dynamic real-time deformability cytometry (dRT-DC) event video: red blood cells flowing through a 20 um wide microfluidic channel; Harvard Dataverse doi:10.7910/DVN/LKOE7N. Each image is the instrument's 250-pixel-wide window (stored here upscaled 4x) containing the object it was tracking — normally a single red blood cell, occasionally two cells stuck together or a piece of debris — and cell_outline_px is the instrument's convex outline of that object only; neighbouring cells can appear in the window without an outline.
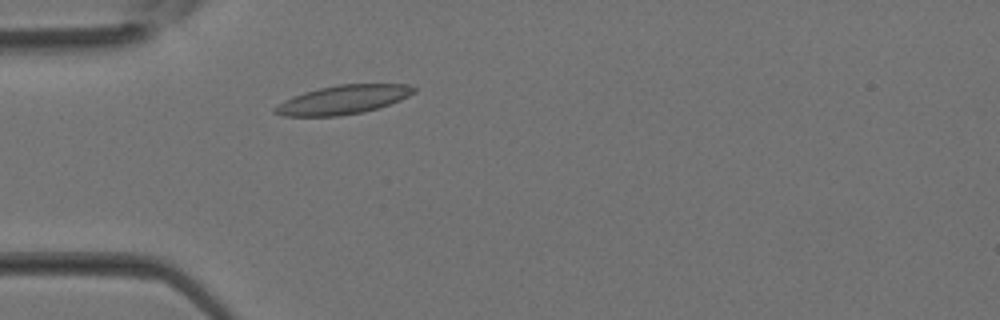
{"species": "Egyptian fruit bat (a non-hibernating species)", "species_latin": "Rousettus aegyptiacus", "temperature_condition": "room temperature", "stored_images_in_passage": 31, "camera_frame_rate_fps": 3000, "um_per_image_px": 0.085, "animal": {"sex": "female"}, "frame": {"image": 1, "passage_image": 6, "time_ms": 1.667, "image_size_px": [1000, 320], "cell_outline_px": [[416, 92], [400, 100], [364, 112], [340, 116], [284, 116], [272, 112], [272, 108], [284, 100], [292, 96], [304, 92], [320, 88], [340, 84], [408, 84], [416, 88]], "centroid_in_image_um": [29.13, 8.48], "position_along_channel_um": 55.9, "area_um2": 23.35}}
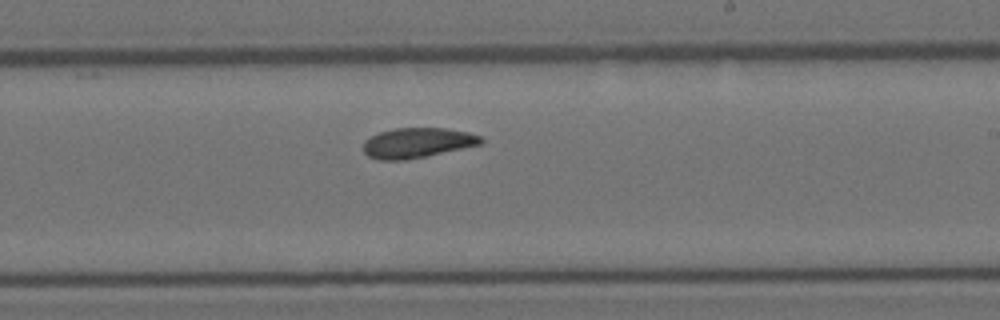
{"frame": {"image": 2, "passage_image": 17, "time_ms": 5.333, "image_size_px": [1000, 320], "cell_outline_px": [[484, 140], [480, 144], [424, 156], [404, 160], [376, 160], [368, 156], [364, 152], [364, 140], [380, 132], [396, 128], [444, 128], [468, 132], [480, 136]], "centroid_in_image_um": [35.43, 12.14], "position_along_channel_um": 253.6, "area_um2": 20.29}}
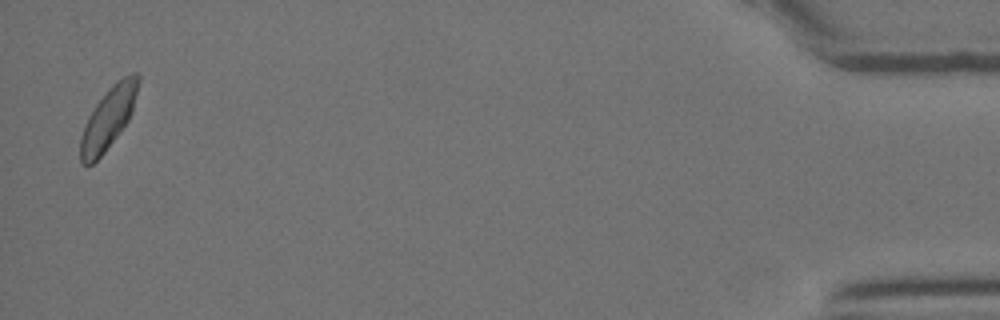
{"frame": {"image": 3, "passage_image": 31, "time_ms": 10.0, "image_size_px": [1000, 320], "cell_outline_px": [[140, 80], [132, 112], [128, 120], [120, 132], [104, 152], [92, 164], [84, 164], [80, 160], [80, 136], [84, 124], [88, 116], [96, 104], [108, 88], [112, 84], [124, 76], [132, 72], [136, 72], [140, 76]], "centroid_in_image_um": [9.21, 10.01], "position_along_channel_um": 426.0, "area_um2": 20.63}}